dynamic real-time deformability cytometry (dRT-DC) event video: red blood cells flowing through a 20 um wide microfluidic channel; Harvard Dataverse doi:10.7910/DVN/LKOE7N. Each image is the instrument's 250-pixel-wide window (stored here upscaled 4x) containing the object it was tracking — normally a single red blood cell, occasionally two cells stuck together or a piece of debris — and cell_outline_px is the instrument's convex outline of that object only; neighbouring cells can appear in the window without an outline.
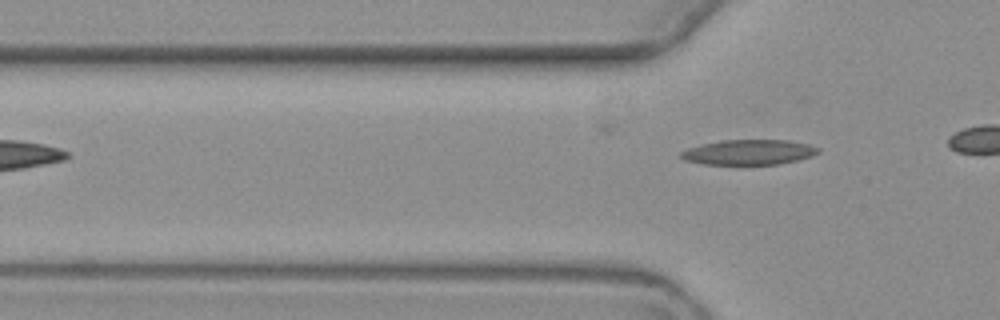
{"species": "common noctule bat (a hibernating species)", "species_latin": "Nyctalus noctula", "temperature_condition": "warm", "stored_images_in_passage": 3, "camera_frame_rate_fps": 3000, "um_per_image_px": 0.085, "animal": {"sex": "female", "body_mass_g": 19.3, "forearm_length_mm": 54.1}, "frame": {"image": 1, "passage_image": 3, "time_ms": 3.333, "image_size_px": [1000, 320], "cell_outline_px": [[820, 152], [812, 156], [780, 164], [704, 164], [684, 160], [680, 156], [680, 152], [688, 148], [720, 140], [788, 140], [808, 144], [820, 148]], "centroid_in_image_um": [63.67, 12.93], "position_along_channel_um": 62.1, "area_um2": 20.0}}